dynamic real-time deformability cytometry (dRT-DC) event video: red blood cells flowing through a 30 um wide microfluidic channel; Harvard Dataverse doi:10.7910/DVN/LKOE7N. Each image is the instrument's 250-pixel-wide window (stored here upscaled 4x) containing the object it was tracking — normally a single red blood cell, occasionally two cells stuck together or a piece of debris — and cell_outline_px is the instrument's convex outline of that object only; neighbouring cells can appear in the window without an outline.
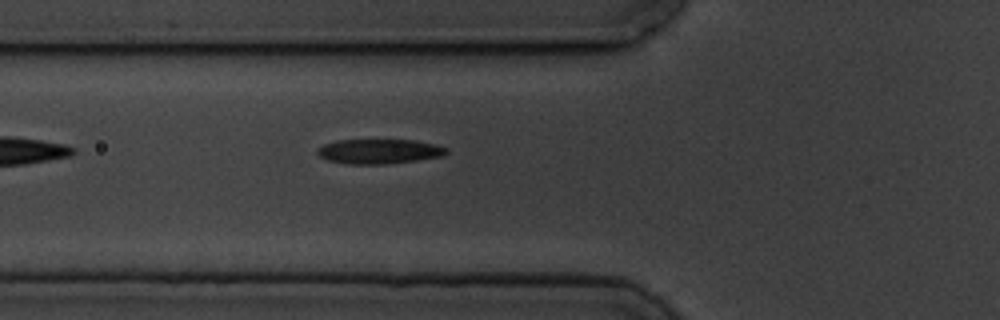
{"species": "common noctule bat (a hibernating species)", "species_latin": "Nyctalus noctula", "temperature_condition": "cold", "stored_images_in_passage": 3, "camera_frame_rate_fps": 3000, "um_per_image_px": 0.085, "animal": {"sex": "male", "body_mass_g": 19.5, "forearm_length_mm": 54.6}, "frame": {"image": 1, "passage_image": 3, "time_ms": 2.333, "image_size_px": [1000, 320], "cell_outline_px": [[448, 152], [444, 156], [416, 160], [384, 164], [348, 164], [328, 160], [320, 156], [316, 152], [316, 148], [324, 144], [336, 140], [416, 140], [436, 144], [448, 148]], "centroid_in_image_um": [32.24, 12.86], "position_along_channel_um": 93.6, "area_um2": 18.67}}